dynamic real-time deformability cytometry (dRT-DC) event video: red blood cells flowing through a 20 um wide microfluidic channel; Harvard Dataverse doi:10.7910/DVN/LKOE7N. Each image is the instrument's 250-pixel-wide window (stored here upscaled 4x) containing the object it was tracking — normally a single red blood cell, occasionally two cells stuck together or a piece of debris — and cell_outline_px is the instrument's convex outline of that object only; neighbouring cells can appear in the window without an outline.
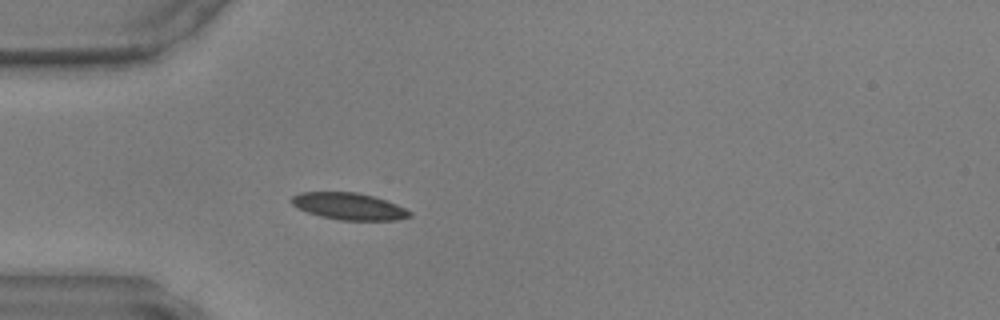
{"species": "common noctule bat (a hibernating species)", "species_latin": "Nyctalus noctula", "temperature_condition": "warm", "stored_images_in_passage": 44, "camera_frame_rate_fps": 3000, "um_per_image_px": 0.085, "animal": {"sex": "male", "body_mass_g": 17.9, "forearm_length_mm": 54.2}, "frame": {"image": 1, "passage_image": 13, "time_ms": 4.0, "image_size_px": [1000, 320], "cell_outline_px": [[412, 216], [396, 220], [340, 220], [320, 216], [308, 212], [292, 204], [292, 196], [300, 192], [356, 192], [372, 196], [396, 204], [412, 212]], "centroid_in_image_um": [29.67, 17.54], "position_along_channel_um": 55.3, "area_um2": 18.26}}
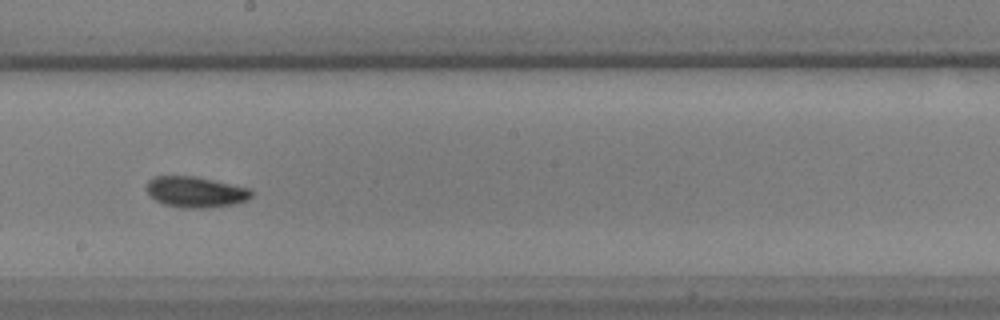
{"frame": {"image": 2, "passage_image": 26, "time_ms": 8.333, "image_size_px": [1000, 320], "cell_outline_px": [[252, 196], [248, 200], [232, 204], [208, 208], [180, 208], [164, 204], [156, 200], [148, 192], [148, 180], [156, 176], [196, 176], [252, 188]], "centroid_in_image_um": [16.68, 16.32], "position_along_channel_um": 231.5, "area_um2": 18.9}}
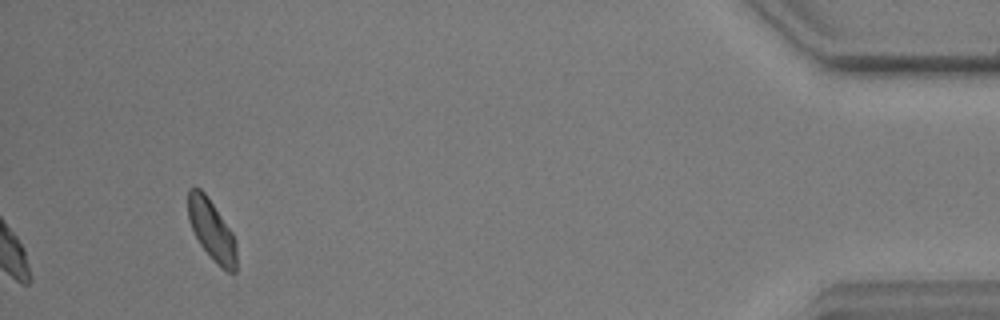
{"frame": {"image": 3, "passage_image": 44, "time_ms": 14.333, "image_size_px": [1000, 320], "cell_outline_px": [[236, 272], [228, 272], [220, 268], [216, 264], [200, 244], [188, 220], [188, 188], [200, 188], [204, 192], [232, 232], [236, 240]], "centroid_in_image_um": [18.0, 19.59], "position_along_channel_um": 417.2, "area_um2": 16.99}}